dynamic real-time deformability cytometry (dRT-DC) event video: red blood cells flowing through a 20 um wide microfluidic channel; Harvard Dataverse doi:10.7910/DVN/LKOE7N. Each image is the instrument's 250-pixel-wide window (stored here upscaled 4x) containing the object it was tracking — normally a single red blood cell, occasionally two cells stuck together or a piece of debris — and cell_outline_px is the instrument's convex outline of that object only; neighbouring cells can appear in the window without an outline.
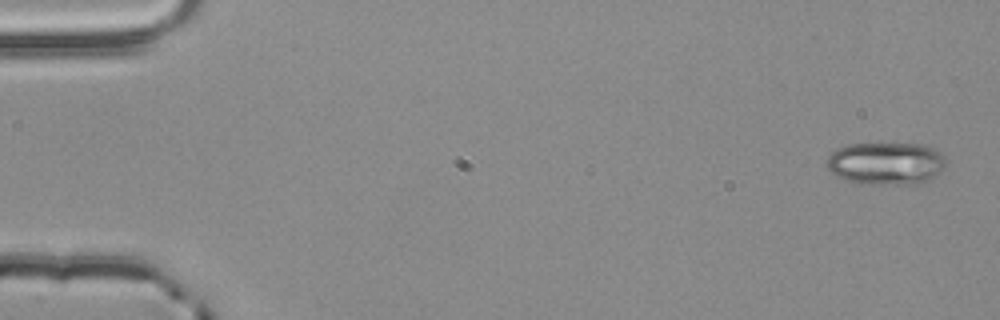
{"species": "common noctule bat (a hibernating species)", "species_latin": "Nyctalus noctula", "temperature_condition": "room temperature", "stored_images_in_passage": 4, "camera_frame_rate_fps": 3000, "um_per_image_px": 0.085, "animal": {"sex": "male", "body_mass_g": 20.4}, "frame": {"image": 1, "passage_image": 1, "time_ms": 0.0, "image_size_px": [1000, 320], "cell_outline_px": [[948, 160], [944, 168], [940, 172], [928, 180], [916, 184], [880, 184], [848, 180], [836, 176], [824, 164], [828, 156], [836, 148], [848, 144], [924, 144], [932, 148], [944, 156]], "centroid_in_image_um": [75.32, 13.87], "position_along_channel_um": 9.7, "area_um2": 29.48}}